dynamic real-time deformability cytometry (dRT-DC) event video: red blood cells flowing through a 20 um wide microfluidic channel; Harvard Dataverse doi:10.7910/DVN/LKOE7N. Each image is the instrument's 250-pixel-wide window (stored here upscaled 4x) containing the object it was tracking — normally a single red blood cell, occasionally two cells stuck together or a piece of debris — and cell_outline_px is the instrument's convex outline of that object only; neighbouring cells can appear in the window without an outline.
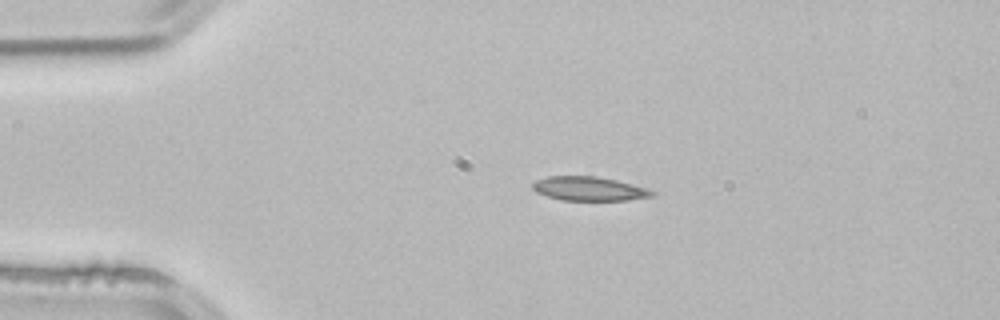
{"species": "common noctule bat (a hibernating species)", "species_latin": "Nyctalus noctula", "temperature_condition": "room temperature", "stored_images_in_passage": 2, "camera_frame_rate_fps": 3000, "um_per_image_px": 0.085, "animal": {"sex": "male", "body_mass_g": 21.5, "forearm_length_mm": 52.0}, "frame": {"image": 1, "passage_image": 1, "time_ms": 0.0, "image_size_px": [1000, 320], "cell_outline_px": [[656, 192], [652, 196], [628, 200], [564, 200], [548, 196], [536, 192], [532, 188], [532, 184], [536, 180], [548, 176], [596, 176], [616, 180], [648, 188]], "centroid_in_image_um": [50.08, 16.03], "position_along_channel_um": 34.9, "area_um2": 16.65}}